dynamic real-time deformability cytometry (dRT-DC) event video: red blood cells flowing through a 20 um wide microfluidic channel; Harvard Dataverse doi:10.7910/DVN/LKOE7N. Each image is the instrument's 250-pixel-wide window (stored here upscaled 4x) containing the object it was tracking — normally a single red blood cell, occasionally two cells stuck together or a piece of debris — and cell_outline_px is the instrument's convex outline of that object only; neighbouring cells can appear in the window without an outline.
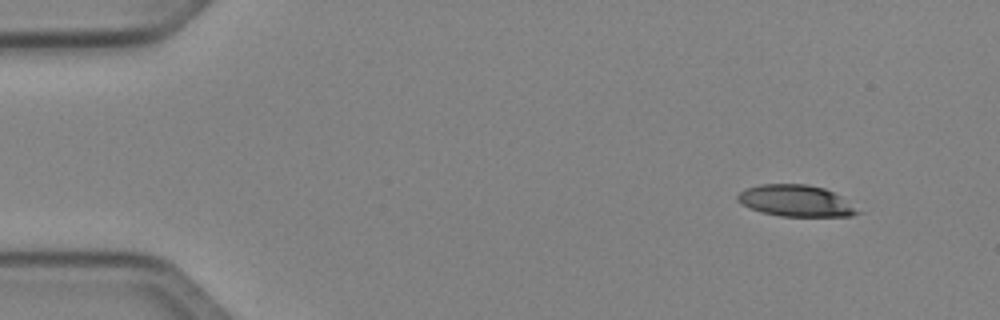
{"species": "Egyptian fruit bat (a non-hibernating species)", "species_latin": "Rousettus aegyptiacus", "temperature_condition": "cold", "stored_images_in_passage": 47, "camera_frame_rate_fps": 3000, "um_per_image_px": 0.085, "animal": {"sex": "female"}, "frame": {"image": 1, "passage_image": 1, "time_ms": 0.0, "image_size_px": [1000, 320], "cell_outline_px": [[864, 212], [852, 216], [780, 216], [760, 212], [748, 208], [740, 204], [736, 200], [736, 196], [744, 188], [760, 184], [808, 184], [824, 188], [840, 196]], "centroid_in_image_um": [67.62, 17.07], "position_along_channel_um": 17.4, "area_um2": 22.31}}
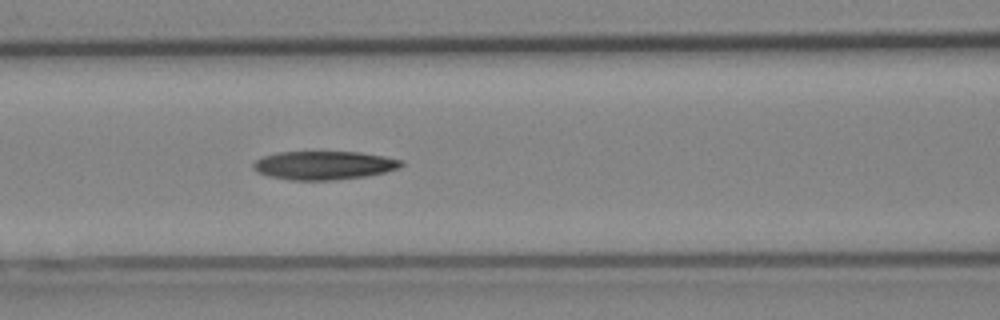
{"frame": {"image": 2, "passage_image": 18, "time_ms": 5.667, "image_size_px": [1000, 320], "cell_outline_px": [[404, 164], [400, 168], [384, 172], [364, 176], [332, 180], [288, 180], [268, 176], [256, 172], [252, 168], [252, 164], [260, 156], [276, 152], [360, 152], [384, 156], [404, 160]], "centroid_in_image_um": [27.5, 14.04], "position_along_channel_um": 139.1, "area_um2": 24.85}}
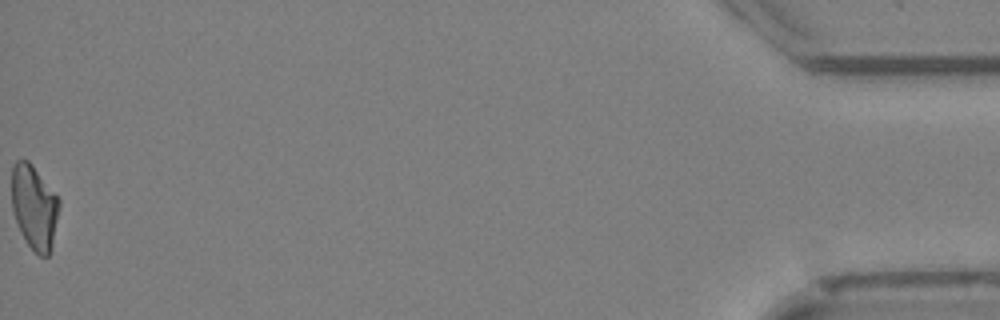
{"frame": {"image": 3, "passage_image": 47, "time_ms": 15.333, "image_size_px": [1000, 320], "cell_outline_px": [[60, 208], [52, 248], [48, 256], [40, 256], [28, 244], [16, 220], [12, 208], [12, 164], [16, 160], [28, 160], [32, 164], [60, 200]], "centroid_in_image_um": [2.93, 17.59], "position_along_channel_um": 432.3, "area_um2": 23.18}, "authors_computed_cell_mechanics": {"area_um2": 24.276, "velocity_mm_per_s": 4.0576, "shape_relaxation_time_tau1_ms": null, "shape_relaxation_time_tau2_ms": 7.8366, "deformation_change_tau1": null, "deformation_change_tau2": 0.2004}}